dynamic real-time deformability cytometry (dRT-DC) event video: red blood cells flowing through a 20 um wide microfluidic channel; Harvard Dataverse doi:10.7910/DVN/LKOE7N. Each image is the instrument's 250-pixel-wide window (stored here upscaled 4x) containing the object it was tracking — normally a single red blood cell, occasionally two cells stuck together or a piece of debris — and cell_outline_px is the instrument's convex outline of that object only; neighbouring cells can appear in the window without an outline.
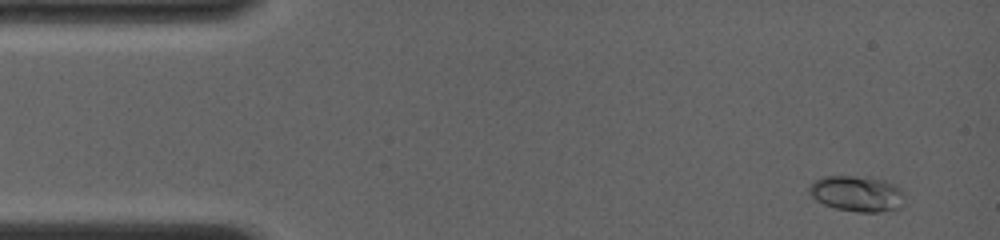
{"species": "common noctule bat (a hibernating species)", "species_latin": "Nyctalus noctula", "temperature_condition": "room temperature", "stored_images_in_passage": 12, "camera_frame_rate_fps": 4000, "um_per_image_px": 0.085, "animal": {"sex": "female", "body_mass_g": 19.0, "forearm_length_mm": 56.7}, "frame": {"image": 1, "passage_image": 2, "time_ms": 0.5, "image_size_px": [1000, 240], "cell_outline_px": [[904, 204], [900, 208], [876, 212], [860, 212], [836, 208], [824, 204], [816, 200], [808, 192], [808, 188], [816, 180], [824, 176], [868, 176], [884, 180], [900, 188], [904, 196]], "centroid_in_image_um": [72.86, 16.45], "position_along_channel_um": 12.1, "area_um2": 19.88}}
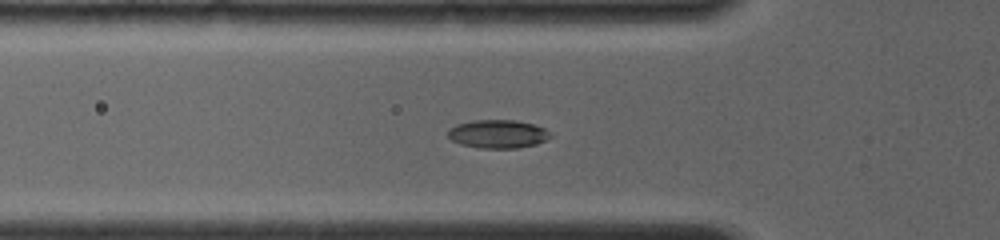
{"frame": {"image": 2, "passage_image": 9, "time_ms": 4.75, "image_size_px": [1000, 240], "cell_outline_px": [[552, 136], [536, 144], [516, 148], [480, 148], [460, 144], [452, 140], [448, 136], [448, 128], [456, 124], [472, 120], [516, 120], [536, 124], [544, 128]], "centroid_in_image_um": [42.29, 11.37], "position_along_channel_um": 83.5, "area_um2": 16.99}}
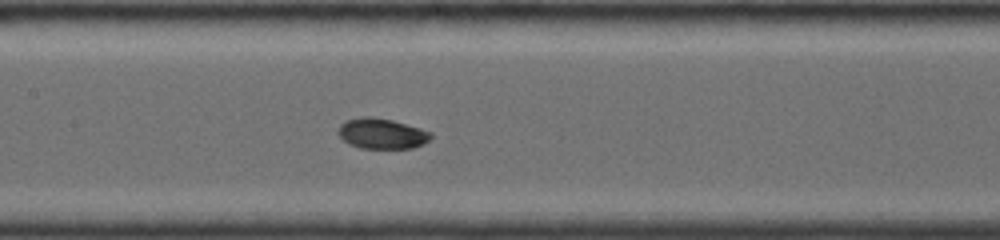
{"frame": {"image": 3, "passage_image": 12, "time_ms": 7.0, "image_size_px": [1000, 240], "cell_outline_px": [[432, 136], [424, 144], [412, 148], [360, 148], [348, 144], [336, 132], [340, 124], [348, 120], [364, 116], [368, 116], [392, 120], [420, 128], [432, 132]], "centroid_in_image_um": [32.45, 11.36], "position_along_channel_um": 175.0, "area_um2": 16.42}}